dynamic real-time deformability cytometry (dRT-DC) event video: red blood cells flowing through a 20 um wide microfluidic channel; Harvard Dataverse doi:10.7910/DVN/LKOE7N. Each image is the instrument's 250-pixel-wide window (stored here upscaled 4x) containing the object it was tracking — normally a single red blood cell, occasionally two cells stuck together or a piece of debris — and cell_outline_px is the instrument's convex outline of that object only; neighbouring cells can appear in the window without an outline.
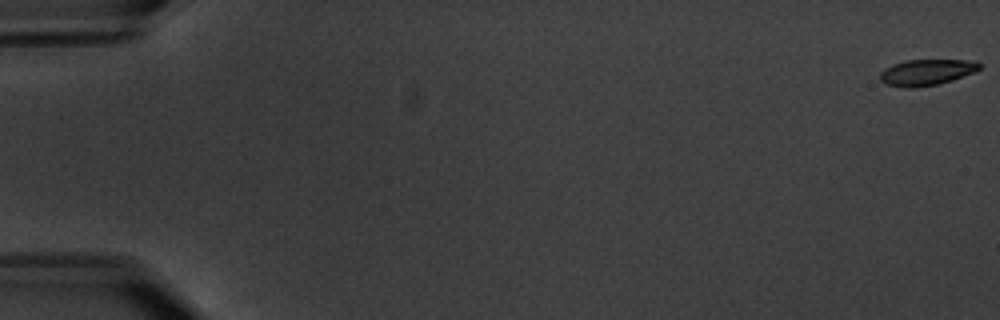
{"species": "common noctule bat (a hibernating species)", "species_latin": "Nyctalus noctula", "temperature_condition": "warm", "stored_images_in_passage": 7, "camera_frame_rate_fps": 3000, "um_per_image_px": 0.085, "animal": {"sex": "male", "body_mass_g": 20.1, "forearm_length_mm": 53.5}, "frame": {"image": 1, "passage_image": 1, "time_ms": 0.0, "image_size_px": [1000, 320], "cell_outline_px": [[980, 68], [972, 72], [952, 80], [936, 84], [916, 88], [908, 88], [884, 84], [880, 80], [880, 72], [884, 68], [892, 64], [904, 60], [964, 60], [980, 64]], "centroid_in_image_um": [78.65, 6.15], "position_along_channel_um": 6.3, "area_um2": 14.91}}
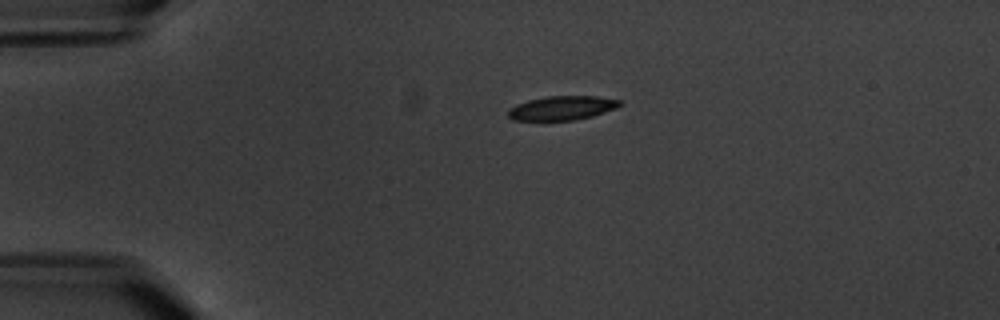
{"frame": {"image": 2, "passage_image": 5, "time_ms": 4.667, "image_size_px": [1000, 320], "cell_outline_px": [[624, 104], [616, 108], [592, 116], [576, 120], [512, 120], [508, 116], [508, 108], [516, 104], [528, 100], [548, 96], [596, 96], [624, 100]], "centroid_in_image_um": [47.8, 9.17], "position_along_channel_um": 37.2, "area_um2": 15.84}}